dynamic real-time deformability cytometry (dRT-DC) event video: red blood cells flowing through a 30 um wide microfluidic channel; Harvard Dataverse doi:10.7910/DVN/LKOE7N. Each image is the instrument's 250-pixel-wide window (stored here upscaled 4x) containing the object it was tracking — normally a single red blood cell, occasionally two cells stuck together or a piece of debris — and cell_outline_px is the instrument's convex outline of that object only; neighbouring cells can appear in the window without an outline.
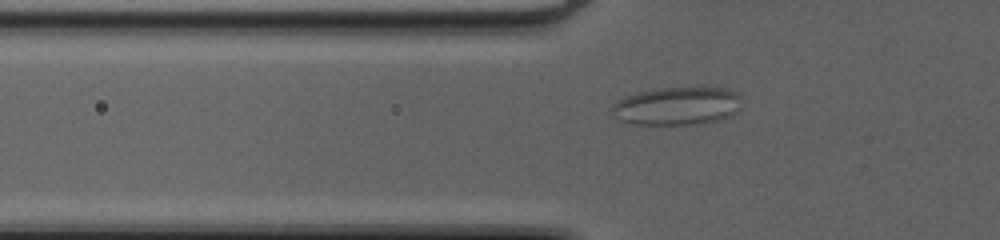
{"species": "common noctule bat (a hibernating species)", "species_latin": "Nyctalus noctula", "temperature_condition": "cold", "stored_images_in_passage": 50, "camera_frame_rate_fps": 3000, "um_per_image_px": 0.085, "animal": {"sex": "female", "body_mass_g": 20.0, "forearm_length_mm": 54.0}, "frame": {"image": 1, "passage_image": 18, "time_ms": 5.667, "image_size_px": [1000, 240], "cell_outline_px": [[740, 108], [732, 116], [716, 120], [692, 124], [632, 124], [620, 120], [612, 112], [612, 104], [624, 96], [636, 92], [652, 88], [700, 84], [724, 88], [736, 92], [740, 96]], "centroid_in_image_um": [57.57, 8.94], "position_along_channel_um": 68.2, "area_um2": 29.82}}
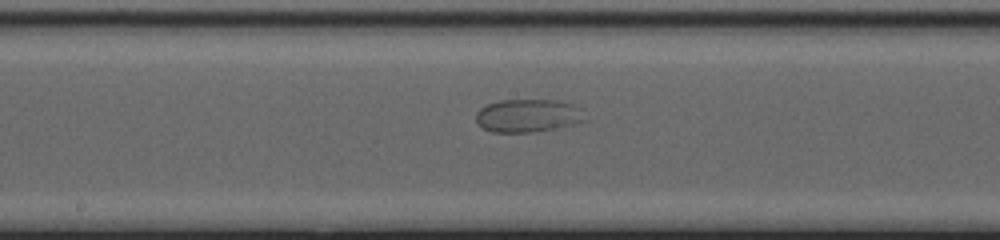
{"frame": {"image": 2, "passage_image": 28, "time_ms": 9.0, "image_size_px": [1000, 240], "cell_outline_px": [[588, 120], [556, 128], [532, 132], [492, 132], [484, 128], [476, 120], [476, 112], [480, 108], [488, 104], [500, 100], [556, 100], [572, 104], [584, 108]], "centroid_in_image_um": [44.94, 9.82], "position_along_channel_um": 203.3, "area_um2": 21.15}}
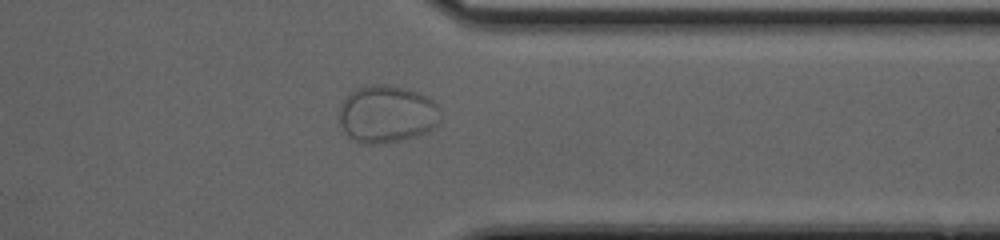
{"frame": {"image": 3, "passage_image": 41, "time_ms": 13.333, "image_size_px": [1000, 240], "cell_outline_px": [[440, 120], [428, 132], [396, 140], [372, 144], [364, 144], [352, 140], [348, 136], [340, 124], [340, 104], [356, 88], [372, 84], [388, 84], [404, 88], [428, 96], [440, 108]], "centroid_in_image_um": [32.88, 9.68], "position_along_channel_um": 378.5, "area_um2": 33.64}}